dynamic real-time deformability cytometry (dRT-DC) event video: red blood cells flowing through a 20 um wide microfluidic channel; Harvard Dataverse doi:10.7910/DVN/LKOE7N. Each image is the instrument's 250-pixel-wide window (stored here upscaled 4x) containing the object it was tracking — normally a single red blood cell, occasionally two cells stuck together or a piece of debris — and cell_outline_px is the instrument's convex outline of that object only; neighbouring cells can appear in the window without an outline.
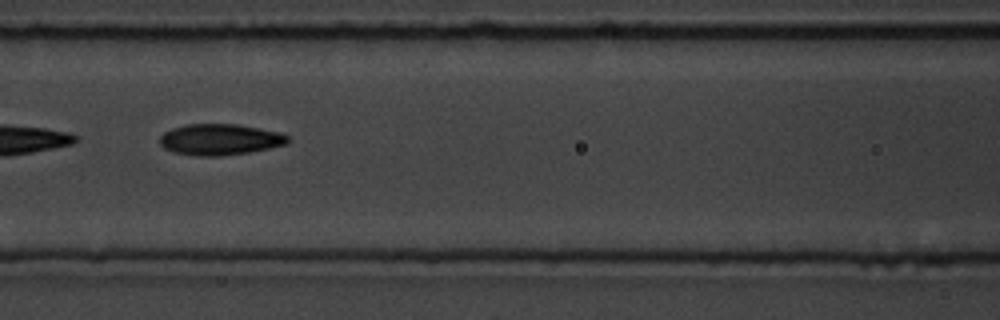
{"species": "common noctule bat (a hibernating species)", "species_latin": "Nyctalus noctula", "temperature_condition": "room temperature", "stored_images_in_passage": 9, "camera_frame_rate_fps": 3000, "um_per_image_px": 0.085, "animal": {"sex": "male", "body_mass_g": 19.5, "forearm_length_mm": 54.6}, "frame": {"image": 1, "passage_image": 7, "time_ms": 7.0, "image_size_px": [1000, 320], "cell_outline_px": [[288, 144], [248, 152], [220, 156], [196, 156], [172, 152], [164, 148], [160, 144], [160, 136], [164, 132], [172, 128], [188, 124], [236, 124], [260, 128], [280, 132], [288, 136]], "centroid_in_image_um": [18.68, 11.86], "position_along_channel_um": 147.9, "area_um2": 23.24}}